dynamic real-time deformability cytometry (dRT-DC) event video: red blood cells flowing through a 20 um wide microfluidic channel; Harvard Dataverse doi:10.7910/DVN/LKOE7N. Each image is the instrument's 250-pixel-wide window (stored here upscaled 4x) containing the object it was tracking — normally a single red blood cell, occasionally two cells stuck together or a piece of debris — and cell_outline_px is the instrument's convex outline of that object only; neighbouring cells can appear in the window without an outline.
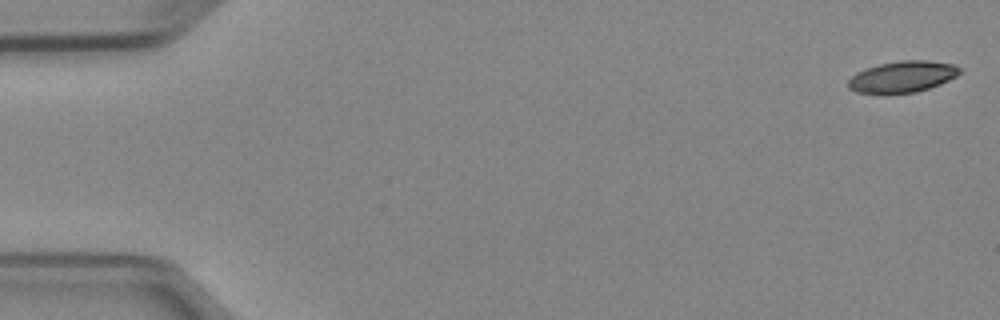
{"species": "Egyptian fruit bat (a non-hibernating species)", "species_latin": "Rousettus aegyptiacus", "temperature_condition": "cold", "stored_images_in_passage": 8, "camera_frame_rate_fps": 3000, "um_per_image_px": 0.085, "animal": {"sex": "female"}, "frame": {"image": 1, "passage_image": 1, "time_ms": 0.0, "image_size_px": [1000, 320], "cell_outline_px": [[960, 72], [956, 76], [940, 84], [916, 92], [888, 96], [856, 92], [848, 88], [848, 80], [856, 72], [880, 64], [900, 60], [928, 60], [956, 64], [960, 68]], "centroid_in_image_um": [76.68, 6.55], "position_along_channel_um": 8.3, "area_um2": 20.87}}
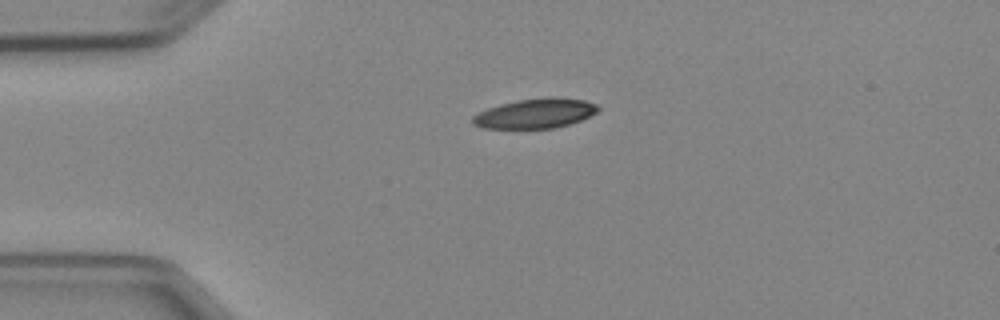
{"frame": {"image": 2, "passage_image": 4, "time_ms": 3.667, "image_size_px": [1000, 320], "cell_outline_px": [[600, 108], [596, 112], [580, 120], [556, 128], [484, 128], [472, 124], [472, 116], [488, 108], [500, 104], [516, 100], [552, 96], [556, 96], [584, 100], [596, 104]], "centroid_in_image_um": [45.5, 9.63], "position_along_channel_um": 39.5, "area_um2": 21.68}}
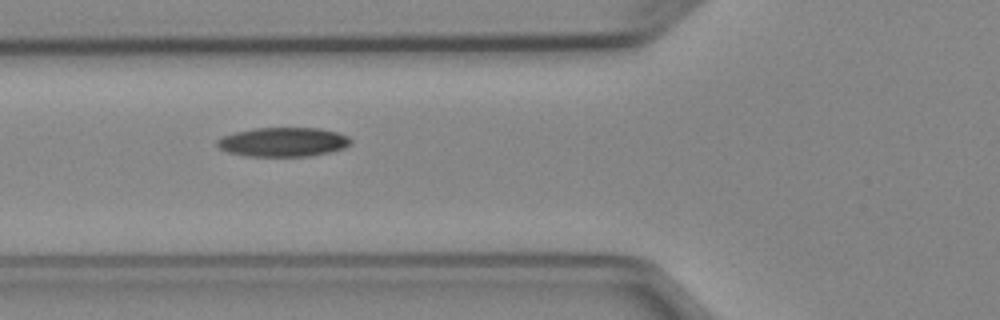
{"frame": {"image": 3, "passage_image": 6, "time_ms": 6.0, "image_size_px": [1000, 320], "cell_outline_px": [[352, 144], [344, 148], [328, 152], [308, 156], [244, 156], [228, 152], [220, 148], [216, 144], [216, 140], [224, 136], [236, 132], [252, 128], [320, 128], [336, 132], [348, 136], [352, 140]], "centroid_in_image_um": [24.07, 12.07], "position_along_channel_um": 101.7, "area_um2": 22.72}}